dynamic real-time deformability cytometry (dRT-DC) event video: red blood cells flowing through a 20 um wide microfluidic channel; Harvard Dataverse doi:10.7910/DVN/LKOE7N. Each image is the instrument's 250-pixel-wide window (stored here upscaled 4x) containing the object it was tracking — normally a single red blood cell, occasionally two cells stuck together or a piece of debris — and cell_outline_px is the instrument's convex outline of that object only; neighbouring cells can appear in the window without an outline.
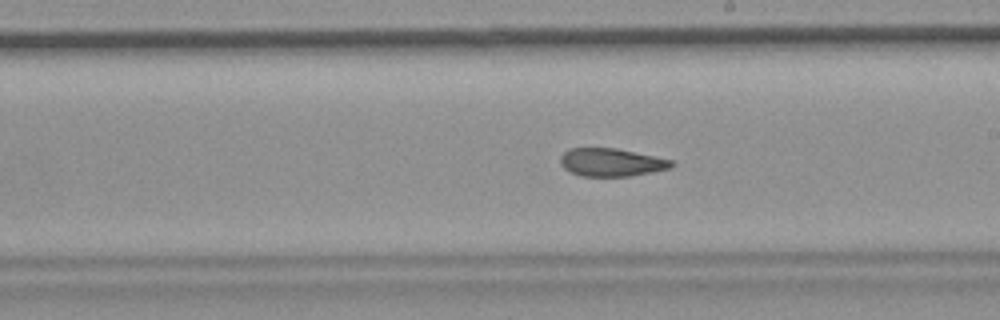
{"species": "common noctule bat (a hibernating species)", "species_latin": "Nyctalus noctula", "temperature_condition": "room temperature", "stored_images_in_passage": 28, "camera_frame_rate_fps": 3000, "um_per_image_px": 0.085, "animal": {"sex": "female", "body_mass_g": 19.9}, "frame": {"image": 1, "passage_image": 16, "time_ms": 5.0, "image_size_px": [1000, 320], "cell_outline_px": [[676, 164], [672, 168], [632, 176], [580, 176], [564, 168], [560, 164], [560, 156], [568, 148], [616, 148], [672, 160]], "centroid_in_image_um": [51.97, 13.8], "position_along_channel_um": 237.0, "area_um2": 18.21}}